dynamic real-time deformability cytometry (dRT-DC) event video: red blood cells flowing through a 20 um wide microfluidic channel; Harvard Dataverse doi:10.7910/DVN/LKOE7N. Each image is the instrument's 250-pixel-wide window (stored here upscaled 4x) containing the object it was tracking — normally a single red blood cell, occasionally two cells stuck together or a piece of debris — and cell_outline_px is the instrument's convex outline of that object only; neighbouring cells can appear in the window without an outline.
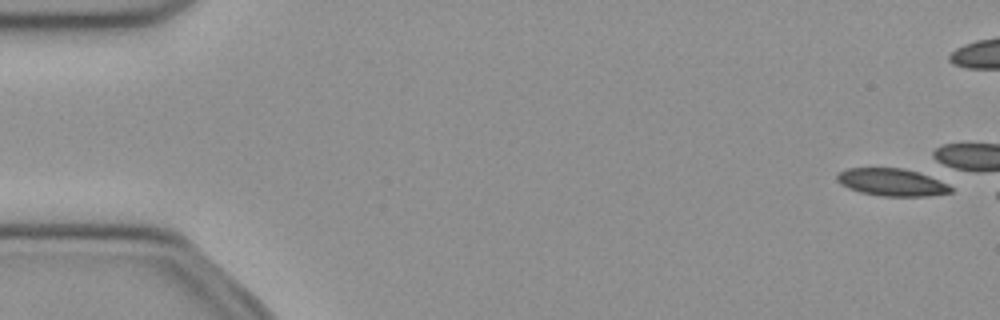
{"species": "common noctule bat (a hibernating species)", "species_latin": "Nyctalus noctula", "temperature_condition": "cold", "stored_images_in_passage": 3, "camera_frame_rate_fps": 3000, "um_per_image_px": 0.085, "animal": {"sex": "female", "body_mass_g": 21.9}, "frame": {"image": 1, "passage_image": 2, "time_ms": 0.333, "image_size_px": [1000, 320], "cell_outline_px": [[952, 192], [928, 196], [880, 196], [860, 192], [848, 188], [840, 184], [836, 180], [836, 176], [840, 172], [848, 168], [904, 168], [920, 172], [948, 184], [952, 188]], "centroid_in_image_um": [75.8, 15.49], "position_along_channel_um": 9.2, "area_um2": 18.26}}